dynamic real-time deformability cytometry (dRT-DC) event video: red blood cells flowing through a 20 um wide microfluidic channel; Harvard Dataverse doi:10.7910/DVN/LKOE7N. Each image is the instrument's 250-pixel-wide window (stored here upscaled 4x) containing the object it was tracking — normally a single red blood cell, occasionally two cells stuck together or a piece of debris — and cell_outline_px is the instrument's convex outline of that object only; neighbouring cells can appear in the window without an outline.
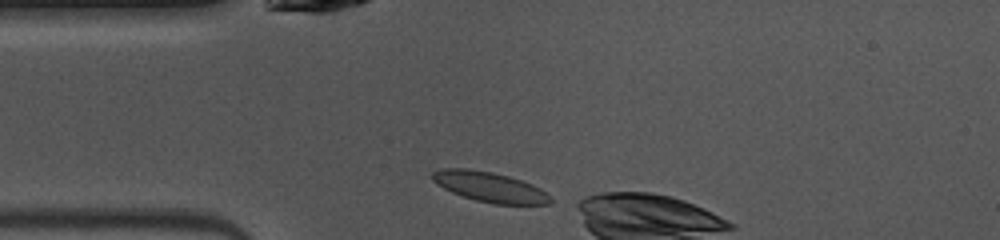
{"species": "common noctule bat (a hibernating species)", "species_latin": "Nyctalus noctula", "temperature_condition": "warm", "stored_images_in_passage": 5, "camera_frame_rate_fps": 3000, "um_per_image_px": 0.085, "animal": {"sex": "female", "body_mass_g": 10.0, "forearm_length_mm": 53.1}, "frame": {"image": 1, "passage_image": 1, "time_ms": 0.0, "image_size_px": [1000, 240], "cell_outline_px": [[552, 204], [492, 204], [476, 200], [452, 192], [436, 184], [432, 180], [432, 172], [440, 168], [468, 168], [492, 172], [508, 176], [532, 184], [540, 188], [552, 196]], "centroid_in_image_um": [41.63, 15.89], "position_along_channel_um": 43.4, "area_um2": 20.75}}
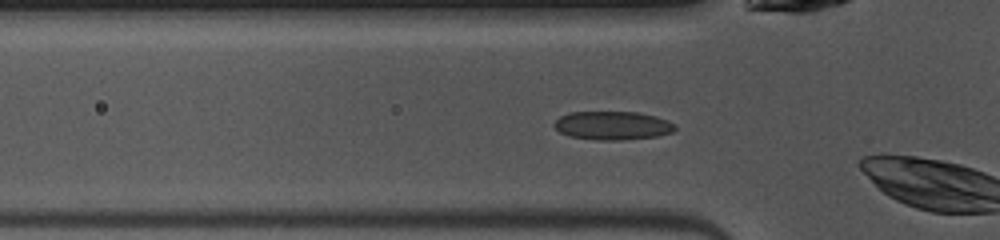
{"frame": {"image": 2, "passage_image": 4, "time_ms": 1.0, "image_size_px": [1000, 240], "cell_outline_px": [[676, 128], [672, 132], [656, 136], [620, 140], [600, 140], [568, 136], [560, 132], [552, 124], [560, 116], [568, 112], [636, 112], [656, 116], [668, 120], [676, 124]], "centroid_in_image_um": [52.06, 10.66], "position_along_channel_um": 73.7, "area_um2": 20.11}}